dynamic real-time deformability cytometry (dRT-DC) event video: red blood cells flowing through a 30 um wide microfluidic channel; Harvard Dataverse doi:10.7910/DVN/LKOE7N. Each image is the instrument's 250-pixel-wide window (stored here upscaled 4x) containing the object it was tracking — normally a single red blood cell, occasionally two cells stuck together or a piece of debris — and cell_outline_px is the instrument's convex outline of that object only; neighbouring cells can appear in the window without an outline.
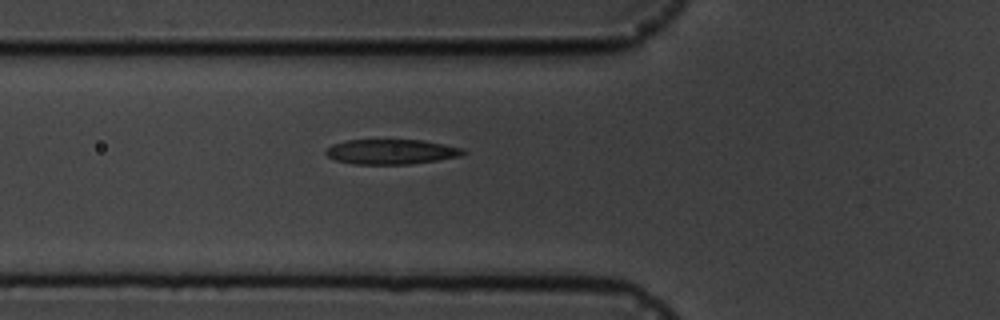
{"species": "common noctule bat (a hibernating species)", "species_latin": "Nyctalus noctula", "temperature_condition": "cold", "stored_images_in_passage": 3, "camera_frame_rate_fps": 3000, "um_per_image_px": 0.085, "animal": {"sex": "male", "body_mass_g": 19.5, "forearm_length_mm": 54.6}, "frame": {"image": 1, "passage_image": 3, "time_ms": 2.333, "image_size_px": [1000, 320], "cell_outline_px": [[468, 152], [460, 156], [436, 160], [408, 164], [352, 164], [336, 160], [328, 156], [324, 152], [332, 144], [344, 140], [424, 140], [464, 148]], "centroid_in_image_um": [33.26, 12.89], "position_along_channel_um": 92.5, "area_um2": 20.0}}